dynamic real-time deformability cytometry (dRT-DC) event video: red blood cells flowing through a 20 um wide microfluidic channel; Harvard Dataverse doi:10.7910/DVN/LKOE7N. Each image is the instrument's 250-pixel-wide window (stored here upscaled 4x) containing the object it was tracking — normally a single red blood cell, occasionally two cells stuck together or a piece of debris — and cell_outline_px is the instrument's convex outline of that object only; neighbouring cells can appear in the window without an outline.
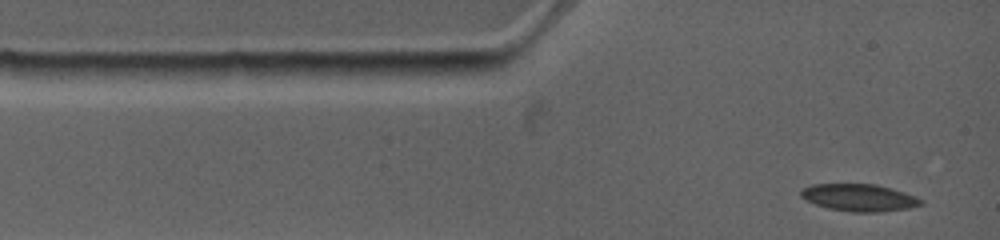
{"species": "common noctule bat (a hibernating species)", "species_latin": "Nyctalus noctula", "temperature_condition": "warm", "stored_images_in_passage": 3, "camera_frame_rate_fps": 4500, "um_per_image_px": 0.085, "animal": {"sex": "female", "body_mass_g": 19.0, "forearm_length_mm": 53.3}, "frame": {"image": 1, "passage_image": 1, "time_ms": 0.0, "image_size_px": [1000, 240], "cell_outline_px": [[924, 204], [908, 208], [880, 212], [852, 212], [828, 208], [816, 204], [800, 196], [800, 188], [812, 184], [876, 184], [892, 188], [916, 196], [924, 200]], "centroid_in_image_um": [73.05, 16.79], "position_along_channel_um": 12.0, "area_um2": 19.13}}
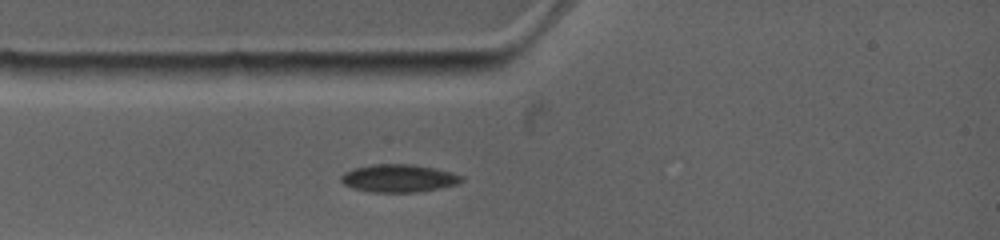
{"frame": {"image": 2, "passage_image": 3, "time_ms": 1.778, "image_size_px": [1000, 240], "cell_outline_px": [[464, 180], [456, 184], [440, 188], [416, 192], [372, 192], [352, 188], [344, 184], [340, 180], [340, 176], [344, 172], [352, 168], [372, 164], [412, 164], [436, 168], [452, 172], [464, 176]], "centroid_in_image_um": [33.88, 15.14], "position_along_channel_um": 51.1, "area_um2": 19.71}}